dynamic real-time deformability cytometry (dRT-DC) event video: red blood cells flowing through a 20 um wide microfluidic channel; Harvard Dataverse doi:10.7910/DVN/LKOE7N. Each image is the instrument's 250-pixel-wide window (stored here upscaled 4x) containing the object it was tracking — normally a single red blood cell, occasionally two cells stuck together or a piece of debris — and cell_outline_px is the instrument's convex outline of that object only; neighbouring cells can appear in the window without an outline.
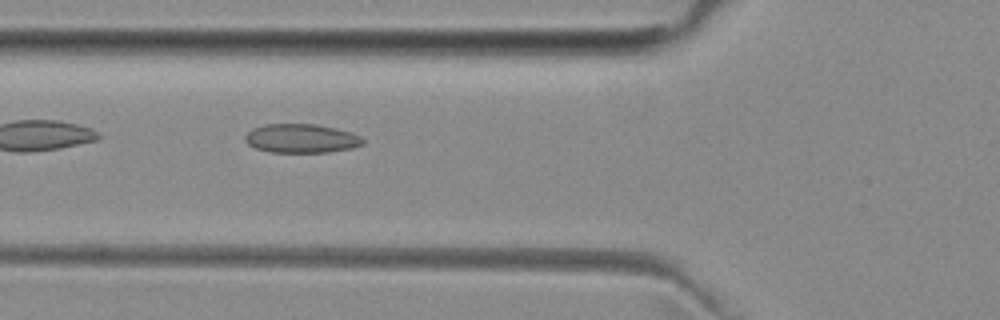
{"species": "common noctule bat (a hibernating species)", "species_latin": "Nyctalus noctula", "temperature_condition": "room temperature", "stored_images_in_passage": 6, "camera_frame_rate_fps": 3000, "um_per_image_px": 0.085, "animal": {"sex": "female", "body_mass_g": 29.2, "forearm_length_mm": 56.3}, "frame": {"image": 1, "passage_image": 6, "time_ms": 5.667, "image_size_px": [1000, 320], "cell_outline_px": [[364, 144], [352, 148], [328, 152], [272, 152], [256, 148], [248, 144], [244, 140], [244, 136], [252, 128], [264, 124], [316, 124], [336, 128], [352, 132], [360, 136], [364, 140]], "centroid_in_image_um": [25.62, 11.76], "position_along_channel_um": 100.2, "area_um2": 19.94}}